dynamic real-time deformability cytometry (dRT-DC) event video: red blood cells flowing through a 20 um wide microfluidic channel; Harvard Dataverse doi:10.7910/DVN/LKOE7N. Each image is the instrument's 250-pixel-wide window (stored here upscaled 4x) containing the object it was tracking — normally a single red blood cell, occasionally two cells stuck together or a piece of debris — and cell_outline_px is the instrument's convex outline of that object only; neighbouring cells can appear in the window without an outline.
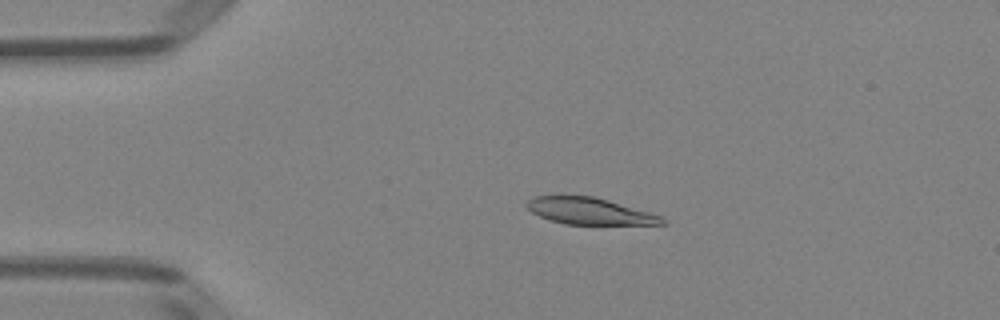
{"species": "Egyptian fruit bat (a non-hibernating species)", "species_latin": "Rousettus aegyptiacus", "temperature_condition": "room temperature", "stored_images_in_passage": 51, "camera_frame_rate_fps": 3000, "um_per_image_px": 0.085, "animal": {"sex": "female"}, "frame": {"image": 1, "passage_image": 11, "time_ms": 3.333, "image_size_px": [1000, 320], "cell_outline_px": [[668, 224], [564, 224], [540, 216], [532, 212], [524, 204], [528, 200], [536, 196], [560, 192], [592, 196], [608, 200], [648, 212], [660, 216], [668, 220]], "centroid_in_image_um": [50.03, 17.89], "position_along_channel_um": 35.0, "area_um2": 21.5}}
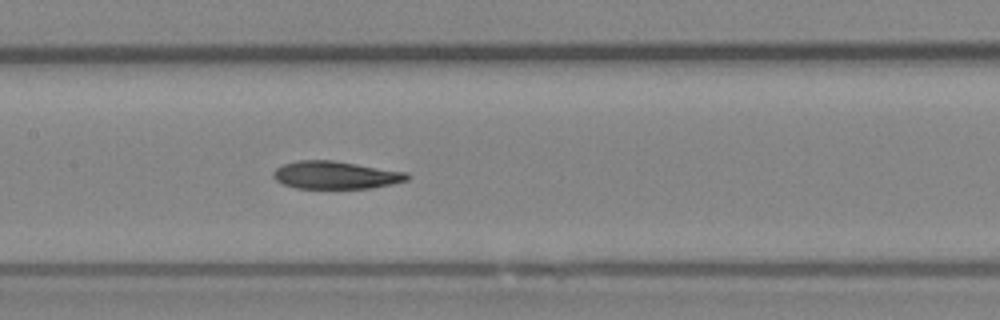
{"frame": {"image": 2, "passage_image": 25, "time_ms": 8.0, "image_size_px": [1000, 320], "cell_outline_px": [[412, 176], [408, 180], [392, 184], [372, 188], [296, 188], [284, 184], [276, 180], [272, 176], [272, 172], [276, 168], [284, 164], [296, 160], [332, 160], [408, 172]], "centroid_in_image_um": [28.55, 14.88], "position_along_channel_um": 178.9, "area_um2": 21.73}}
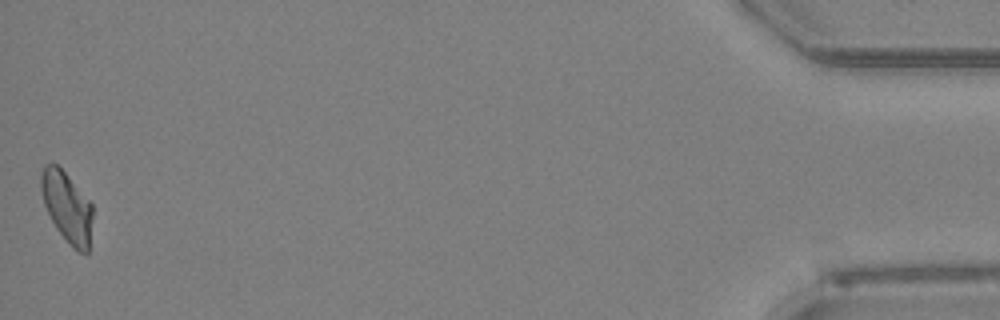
{"frame": {"image": 3, "passage_image": 51, "time_ms": 16.667, "image_size_px": [1000, 320], "cell_outline_px": [[92, 216], [88, 252], [80, 252], [72, 248], [56, 228], [44, 204], [40, 188], [40, 176], [44, 164], [56, 164], [68, 176], [92, 204]], "centroid_in_image_um": [5.68, 17.59], "position_along_channel_um": 429.5, "area_um2": 20.87}, "authors_computed_cell_mechanics": {"area_um2": 22.3108, "velocity_mm_per_s": 3.9725, "shape_relaxation_time_tau1_ms": null, "shape_relaxation_time_tau2_ms": 4.4128, "deformation_change_tau1": null, "deformation_change_tau2": 0.1092}}